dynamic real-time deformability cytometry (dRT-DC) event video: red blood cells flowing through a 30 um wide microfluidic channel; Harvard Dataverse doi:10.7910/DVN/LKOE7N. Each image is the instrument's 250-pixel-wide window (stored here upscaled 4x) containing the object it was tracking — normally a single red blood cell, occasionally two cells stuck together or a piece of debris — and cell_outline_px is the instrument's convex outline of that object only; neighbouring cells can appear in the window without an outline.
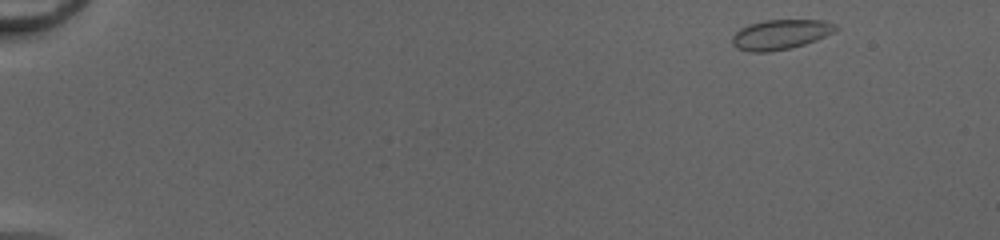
{"species": "common noctule bat (a hibernating species)", "species_latin": "Nyctalus noctula", "temperature_condition": "cold", "stored_images_in_passage": 47, "camera_frame_rate_fps": 3000, "um_per_image_px": 0.085, "animal": {"sex": "female", "body_mass_g": 20.0, "forearm_length_mm": 54.0}, "frame": {"image": 1, "passage_image": 1, "time_ms": 0.0, "image_size_px": [1000, 240], "cell_outline_px": [[840, 28], [816, 40], [804, 44], [788, 48], [768, 52], [748, 52], [736, 48], [732, 44], [732, 36], [740, 28], [748, 24], [764, 20], [824, 20], [836, 24]], "centroid_in_image_um": [66.31, 2.92], "position_along_channel_um": 18.7, "area_um2": 18.03}}
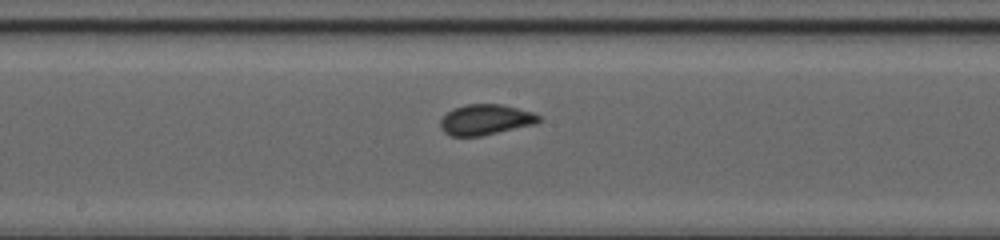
{"frame": {"image": 2, "passage_image": 25, "time_ms": 8.0, "image_size_px": [1000, 240], "cell_outline_px": [[544, 120], [536, 124], [480, 136], [452, 136], [444, 132], [440, 128], [440, 120], [452, 108], [468, 104], [504, 104], [532, 112], [540, 116]], "centroid_in_image_um": [41.3, 10.17], "position_along_channel_um": 206.9, "area_um2": 17.63}}
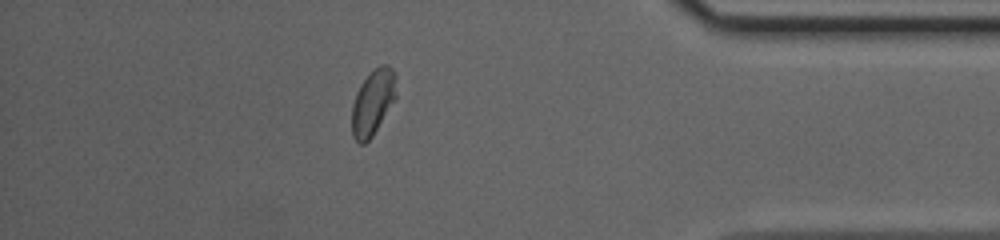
{"frame": {"image": 3, "passage_image": 41, "time_ms": 13.333, "image_size_px": [1000, 240], "cell_outline_px": [[396, 100], [372, 136], [364, 144], [360, 144], [352, 136], [352, 104], [356, 92], [360, 84], [380, 64], [388, 64], [392, 68], [396, 76]], "centroid_in_image_um": [31.71, 8.69], "position_along_channel_um": 403.5, "area_um2": 17.05}, "authors_computed_cell_mechanics": {"area_um2": 17.2244, "velocity_mm_per_s": 4.19, "shape_relaxation_time_tau1_ms": 6.8249, "shape_relaxation_time_tau2_ms": null, "deformation_change_tau1": 0.1331, "deformation_change_tau2": null}}